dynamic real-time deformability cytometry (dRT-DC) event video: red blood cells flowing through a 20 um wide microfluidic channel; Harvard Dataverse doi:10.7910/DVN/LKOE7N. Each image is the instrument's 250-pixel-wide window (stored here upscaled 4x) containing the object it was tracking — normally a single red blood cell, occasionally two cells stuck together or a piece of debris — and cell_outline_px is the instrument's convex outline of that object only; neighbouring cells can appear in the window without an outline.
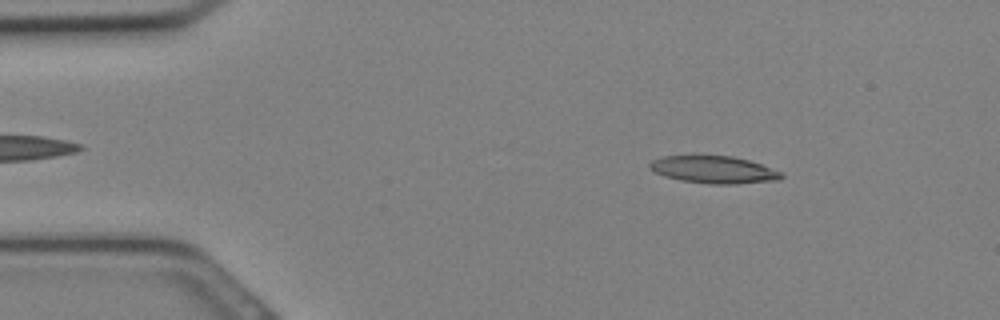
{"species": "Egyptian fruit bat (a non-hibernating species)", "species_latin": "Rousettus aegyptiacus", "temperature_condition": "cold", "stored_images_in_passage": 9, "camera_frame_rate_fps": 3000, "um_per_image_px": 0.085, "animal": {"sex": "female"}, "frame": {"image": 1, "passage_image": 4, "time_ms": 1.0, "image_size_px": [1000, 320], "cell_outline_px": [[784, 176], [780, 180], [736, 184], [708, 184], [680, 180], [664, 176], [648, 168], [648, 164], [652, 160], [664, 156], [692, 152], [732, 156], [748, 160], [784, 172]], "centroid_in_image_um": [60.63, 14.37], "position_along_channel_um": 24.4, "area_um2": 22.02}}